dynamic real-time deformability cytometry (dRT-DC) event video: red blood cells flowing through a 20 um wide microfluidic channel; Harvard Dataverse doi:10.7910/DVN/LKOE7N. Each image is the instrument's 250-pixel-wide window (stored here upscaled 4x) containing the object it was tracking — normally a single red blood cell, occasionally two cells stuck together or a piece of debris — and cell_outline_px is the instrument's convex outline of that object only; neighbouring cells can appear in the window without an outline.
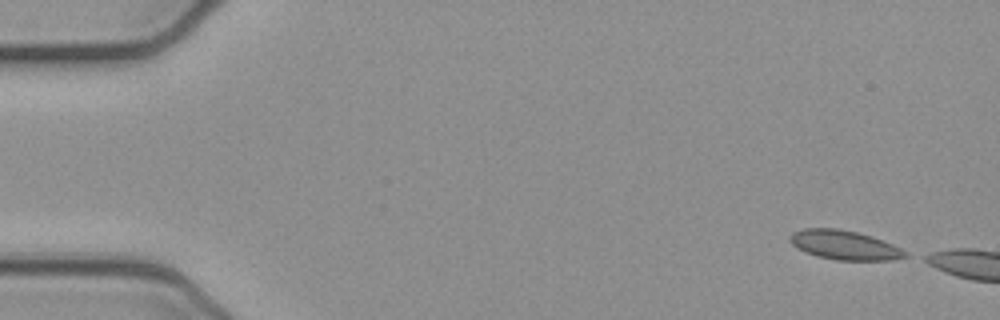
{"species": "common noctule bat (a hibernating species)", "species_latin": "Nyctalus noctula", "temperature_condition": "cold", "stored_images_in_passage": 5, "camera_frame_rate_fps": 3000, "um_per_image_px": 0.085, "animal": {"sex": "female", "body_mass_g": 21.9}, "frame": {"image": 1, "passage_image": 1, "time_ms": 0.0, "image_size_px": [1000, 320], "cell_outline_px": [[908, 256], [888, 260], [836, 260], [816, 256], [796, 248], [788, 240], [788, 236], [792, 232], [804, 228], [836, 228], [856, 232], [872, 236], [892, 244], [908, 252]], "centroid_in_image_um": [71.73, 20.82], "position_along_channel_um": 13.3, "area_um2": 19.71}}